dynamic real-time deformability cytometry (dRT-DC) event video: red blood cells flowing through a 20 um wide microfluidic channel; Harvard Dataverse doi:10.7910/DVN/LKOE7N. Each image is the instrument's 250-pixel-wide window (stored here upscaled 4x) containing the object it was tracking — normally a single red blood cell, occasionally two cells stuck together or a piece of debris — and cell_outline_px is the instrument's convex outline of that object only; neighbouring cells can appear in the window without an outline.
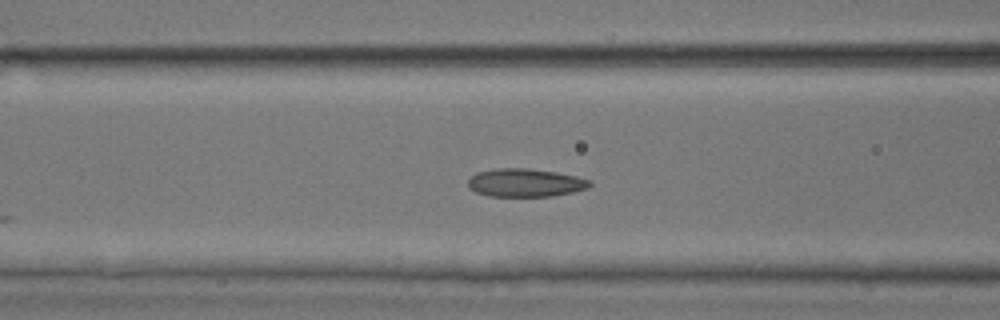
{"species": "common noctule bat (a hibernating species)", "species_latin": "Nyctalus noctula", "temperature_condition": "room temperature", "stored_images_in_passage": 26, "camera_frame_rate_fps": 3000, "um_per_image_px": 0.085, "animal": {"sex": "male", "body_mass_g": 17.9, "forearm_length_mm": 54.2}, "frame": {"image": 1, "passage_image": 22, "time_ms": 7.0, "image_size_px": [1000, 320], "cell_outline_px": [[592, 184], [588, 188], [572, 192], [552, 196], [488, 196], [476, 192], [468, 188], [468, 180], [476, 172], [496, 168], [528, 168], [556, 172], [576, 176], [592, 180]], "centroid_in_image_um": [44.65, 15.53], "position_along_channel_um": 122.0, "area_um2": 20.11}}